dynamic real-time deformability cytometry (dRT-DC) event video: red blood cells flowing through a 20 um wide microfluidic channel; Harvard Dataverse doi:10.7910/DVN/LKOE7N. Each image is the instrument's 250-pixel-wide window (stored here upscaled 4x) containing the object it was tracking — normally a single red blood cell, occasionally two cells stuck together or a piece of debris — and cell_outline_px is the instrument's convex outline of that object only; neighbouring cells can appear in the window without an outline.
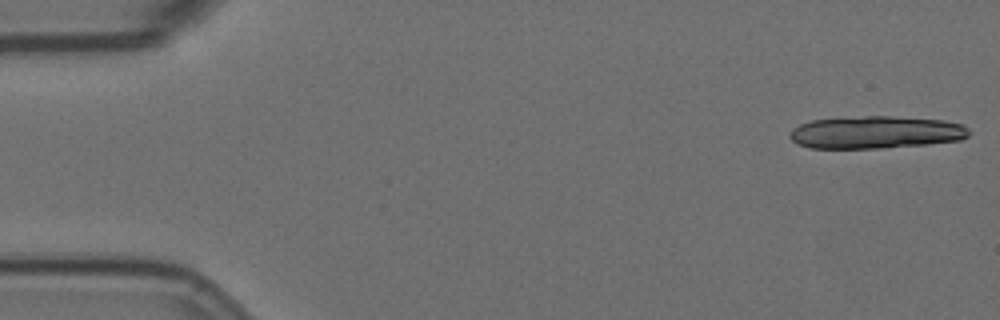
{"species": "Egyptian fruit bat (a non-hibernating species)", "species_latin": "Rousettus aegyptiacus", "temperature_condition": "room temperature", "stored_images_in_passage": 18, "camera_frame_rate_fps": 3000, "um_per_image_px": 0.085, "animal": {"sex": "female"}, "frame": {"image": 1, "passage_image": 1, "time_ms": 0.0, "image_size_px": [1000, 320], "cell_outline_px": [[972, 132], [968, 136], [960, 140], [928, 144], [880, 148], [808, 148], [796, 144], [788, 136], [792, 128], [800, 124], [812, 120], [864, 116], [888, 116], [944, 120], [964, 124]], "centroid_in_image_um": [74.45, 11.25], "position_along_channel_um": 10.5, "area_um2": 34.16}}